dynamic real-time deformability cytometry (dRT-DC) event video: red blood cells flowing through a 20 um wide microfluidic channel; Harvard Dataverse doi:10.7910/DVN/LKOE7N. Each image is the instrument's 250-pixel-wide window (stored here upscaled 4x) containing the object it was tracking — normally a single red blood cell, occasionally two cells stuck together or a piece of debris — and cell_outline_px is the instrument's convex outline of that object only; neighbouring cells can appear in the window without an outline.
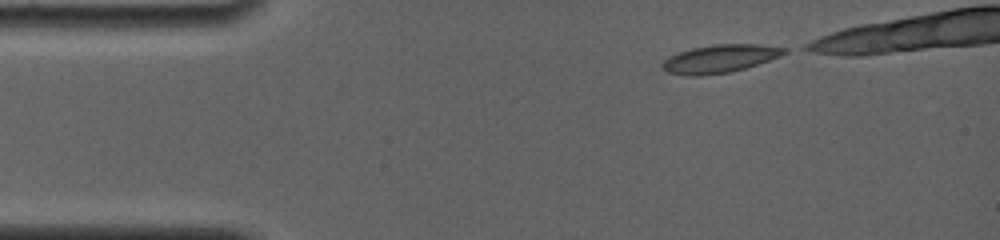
{"species": "common noctule bat (a hibernating species)", "species_latin": "Nyctalus noctula", "temperature_condition": "room temperature", "stored_images_in_passage": 3, "camera_frame_rate_fps": 4000, "um_per_image_px": 0.085, "animal": {"sex": "female", "body_mass_g": 19.0, "forearm_length_mm": 56.7}, "frame": {"image": 1, "passage_image": 1, "time_ms": 0.0, "image_size_px": [1000, 240], "cell_outline_px": [[788, 52], [780, 56], [744, 68], [728, 72], [700, 76], [688, 76], [664, 72], [660, 68], [660, 64], [668, 56], [692, 48], [716, 44], [760, 44], [788, 48]], "centroid_in_image_um": [61.13, 4.99], "position_along_channel_um": 23.9, "area_um2": 20.0}}